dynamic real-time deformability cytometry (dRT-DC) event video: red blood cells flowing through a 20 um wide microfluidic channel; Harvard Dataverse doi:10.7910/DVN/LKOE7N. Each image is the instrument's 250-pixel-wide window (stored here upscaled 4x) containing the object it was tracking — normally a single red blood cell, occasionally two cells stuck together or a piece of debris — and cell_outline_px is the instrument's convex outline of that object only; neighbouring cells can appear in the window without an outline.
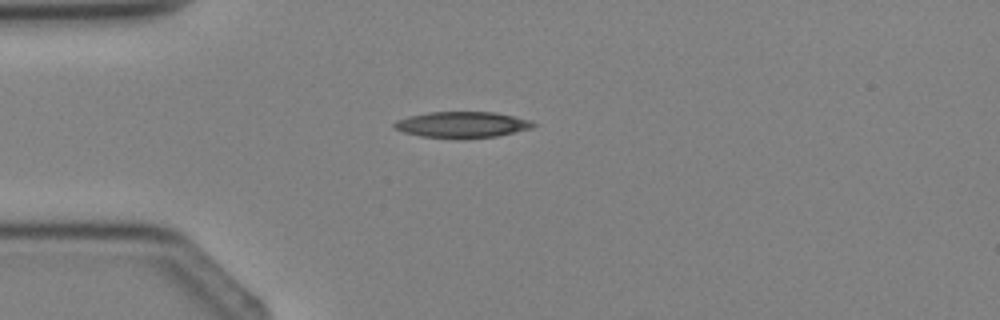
{"species": "Egyptian fruit bat (a non-hibernating species)", "species_latin": "Rousettus aegyptiacus", "temperature_condition": "cold", "stored_images_in_passage": 4, "camera_frame_rate_fps": 3000, "um_per_image_px": 0.085, "animal": {"sex": "female"}, "frame": {"image": 1, "passage_image": 4, "time_ms": 4.333, "image_size_px": [1000, 320], "cell_outline_px": [[536, 124], [532, 128], [496, 136], [460, 140], [420, 136], [404, 132], [392, 128], [392, 124], [396, 120], [408, 116], [428, 112], [496, 112], [528, 120]], "centroid_in_image_um": [39.21, 10.61], "position_along_channel_um": 45.8, "area_um2": 21.39}}